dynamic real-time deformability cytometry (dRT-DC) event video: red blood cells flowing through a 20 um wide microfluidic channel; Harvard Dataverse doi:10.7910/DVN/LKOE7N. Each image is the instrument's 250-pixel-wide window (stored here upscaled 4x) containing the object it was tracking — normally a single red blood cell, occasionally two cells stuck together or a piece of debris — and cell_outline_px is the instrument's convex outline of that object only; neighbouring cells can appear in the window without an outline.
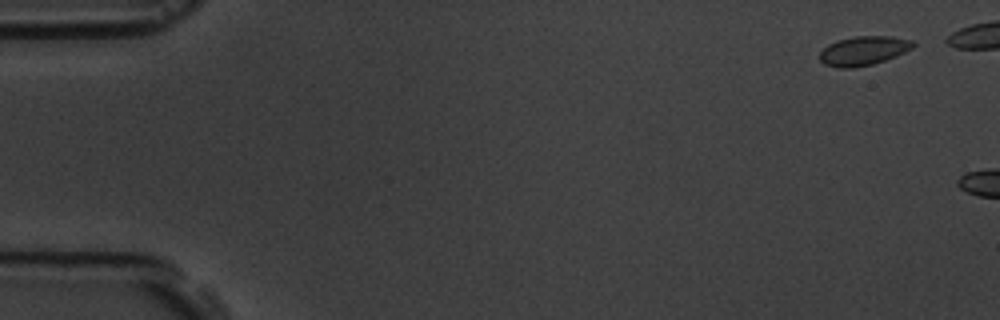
{"species": "common noctule bat (a hibernating species)", "species_latin": "Nyctalus noctula", "temperature_condition": "room temperature", "stored_images_in_passage": 8, "camera_frame_rate_fps": 3000, "um_per_image_px": 0.085, "animal": {"sex": "male", "body_mass_g": 19.5, "forearm_length_mm": 54.6}, "frame": {"image": 1, "passage_image": 2, "time_ms": 1.0, "image_size_px": [1000, 320], "cell_outline_px": [[916, 44], [912, 48], [896, 56], [872, 64], [852, 68], [840, 68], [824, 64], [820, 60], [820, 52], [828, 44], [836, 40], [856, 36], [892, 36], [912, 40]], "centroid_in_image_um": [73.39, 4.3], "position_along_channel_um": 11.6, "area_um2": 15.84}}